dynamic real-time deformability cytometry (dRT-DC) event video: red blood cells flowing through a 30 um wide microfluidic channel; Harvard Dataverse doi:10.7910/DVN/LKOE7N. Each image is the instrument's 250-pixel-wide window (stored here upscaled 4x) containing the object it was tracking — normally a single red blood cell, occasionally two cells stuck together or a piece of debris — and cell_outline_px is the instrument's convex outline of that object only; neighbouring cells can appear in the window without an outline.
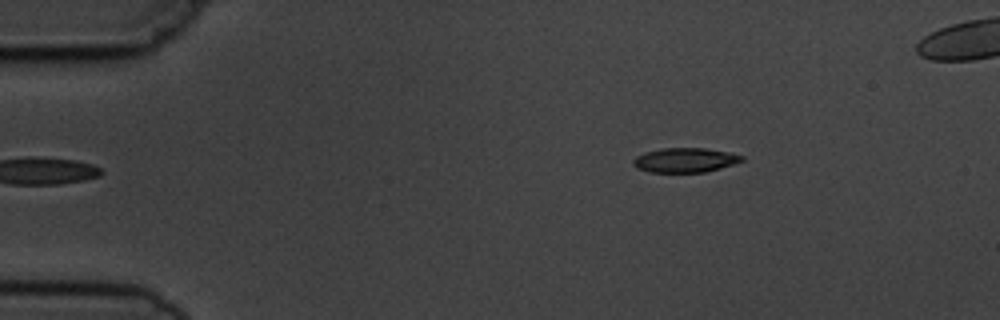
{"species": "common noctule bat (a hibernating species)", "species_latin": "Nyctalus noctula", "temperature_condition": "cold", "stored_images_in_passage": 5, "camera_frame_rate_fps": 3000, "um_per_image_px": 0.085, "animal": {"sex": "male", "body_mass_g": 19.5, "forearm_length_mm": 54.6}, "frame": {"image": 1, "passage_image": 5, "time_ms": 5.333, "image_size_px": [1000, 320], "cell_outline_px": [[744, 160], [720, 168], [704, 172], [648, 172], [636, 168], [632, 164], [632, 160], [636, 156], [644, 152], [660, 148], [704, 148], [728, 152], [744, 156]], "centroid_in_image_um": [58.17, 13.61], "position_along_channel_um": 26.8, "area_um2": 15.55}}